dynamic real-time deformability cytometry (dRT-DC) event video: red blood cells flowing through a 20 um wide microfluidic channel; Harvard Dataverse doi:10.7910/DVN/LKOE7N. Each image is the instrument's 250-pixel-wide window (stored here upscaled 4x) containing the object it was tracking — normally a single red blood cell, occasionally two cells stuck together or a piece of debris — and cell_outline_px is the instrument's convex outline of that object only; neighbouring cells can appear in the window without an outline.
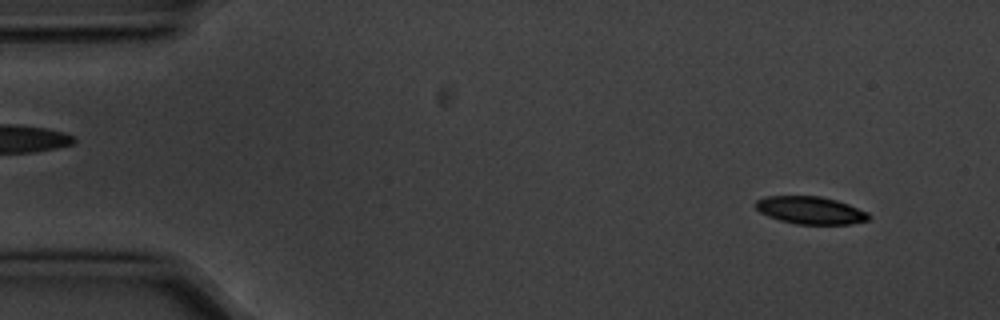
{"species": "common noctule bat (a hibernating species)", "species_latin": "Nyctalus noctula", "temperature_condition": "cold", "stored_images_in_passage": 4, "camera_frame_rate_fps": 3000, "um_per_image_px": 0.085, "animal": {"sex": "male", "body_mass_g": 20.1, "forearm_length_mm": 53.5}, "frame": {"image": 1, "passage_image": 1, "time_ms": 0.0, "image_size_px": [1000, 320], "cell_outline_px": [[872, 216], [868, 220], [852, 224], [796, 224], [780, 220], [768, 216], [760, 212], [756, 208], [756, 200], [764, 196], [820, 196], [836, 200], [848, 204], [868, 212]], "centroid_in_image_um": [68.9, 17.87], "position_along_channel_um": 16.1, "area_um2": 18.21}}
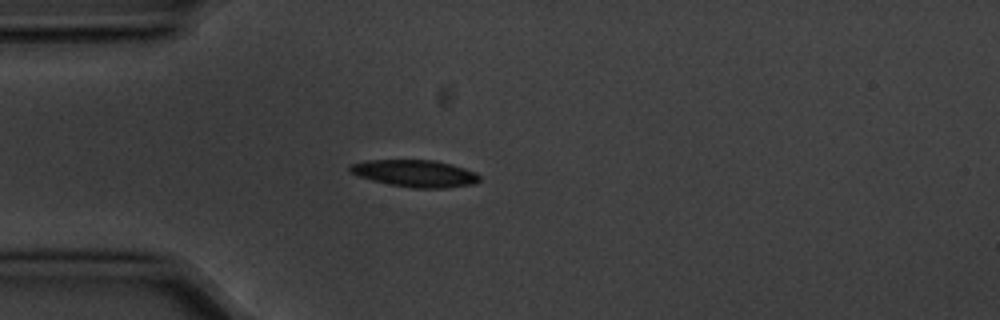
{"frame": {"image": 2, "passage_image": 4, "time_ms": 1.0, "image_size_px": [1000, 320], "cell_outline_px": [[480, 180], [472, 184], [444, 188], [412, 188], [388, 184], [372, 180], [360, 176], [352, 172], [348, 168], [348, 164], [364, 160], [432, 160], [464, 168], [476, 172], [480, 176]], "centroid_in_image_um": [35.25, 14.74], "position_along_channel_um": 49.8, "area_um2": 20.29}}